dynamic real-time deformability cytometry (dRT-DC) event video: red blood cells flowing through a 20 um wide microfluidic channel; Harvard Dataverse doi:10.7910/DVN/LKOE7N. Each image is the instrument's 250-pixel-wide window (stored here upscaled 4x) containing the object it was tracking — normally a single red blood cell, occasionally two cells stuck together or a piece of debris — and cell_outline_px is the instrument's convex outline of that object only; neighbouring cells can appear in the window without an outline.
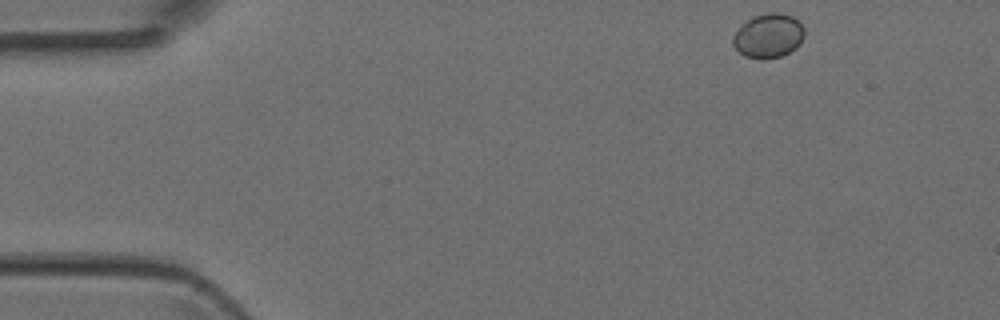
{"species": "Egyptian fruit bat (a non-hibernating species)", "species_latin": "Rousettus aegyptiacus", "temperature_condition": "room temperature", "stored_images_in_passage": 4, "segment_of_instrument_passage": [2, 2], "camera_frame_rate_fps": 3000, "um_per_image_px": 0.085, "animal": {"sex": "female"}, "frame": {"image": 1, "passage_image": 4, "time_ms": 1.0, "image_size_px": [1000, 320], "cell_outline_px": [[804, 36], [800, 44], [796, 48], [780, 56], [744, 56], [732, 44], [732, 36], [752, 16], [772, 12], [776, 12], [792, 16], [804, 28]], "centroid_in_image_um": [65.33, 3.0], "position_along_channel_um": 19.7, "area_um2": 17.74}}